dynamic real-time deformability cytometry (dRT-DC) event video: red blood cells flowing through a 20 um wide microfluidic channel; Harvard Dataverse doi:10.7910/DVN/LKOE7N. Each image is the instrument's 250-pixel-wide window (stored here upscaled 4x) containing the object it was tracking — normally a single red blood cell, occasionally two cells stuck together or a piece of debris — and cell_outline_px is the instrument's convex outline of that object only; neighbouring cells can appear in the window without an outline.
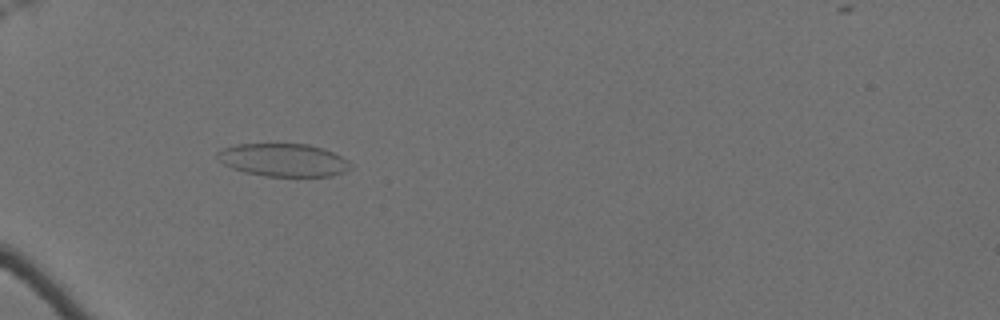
{"species": "Egyptian fruit bat (a non-hibernating species)", "species_latin": "Rousettus aegyptiacus", "temperature_condition": "cold", "stored_images_in_passage": 61, "camera_frame_rate_fps": 3000, "um_per_image_px": 0.085, "animal": {"sex": "female"}, "frame": {"image": 1, "passage_image": 22, "time_ms": 7.0, "image_size_px": [1000, 320], "cell_outline_px": [[352, 164], [344, 172], [332, 176], [264, 176], [244, 172], [232, 168], [224, 164], [216, 156], [216, 152], [224, 148], [236, 144], [308, 144], [324, 148], [348, 160]], "centroid_in_image_um": [24.08, 13.6], "position_along_channel_um": 60.9, "area_um2": 25.49}}
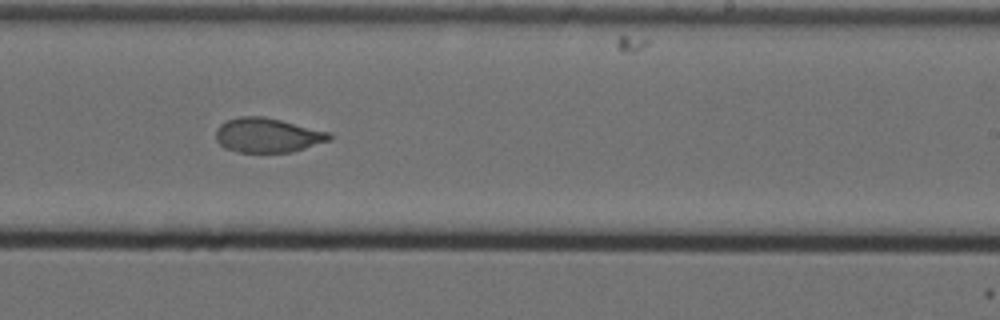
{"frame": {"image": 2, "passage_image": 41, "time_ms": 13.333, "image_size_px": [1000, 320], "cell_outline_px": [[332, 140], [292, 152], [240, 152], [224, 148], [216, 140], [216, 128], [220, 124], [228, 120], [240, 116], [264, 116], [332, 132]], "centroid_in_image_um": [22.77, 11.49], "position_along_channel_um": 266.2, "area_um2": 23.0}}
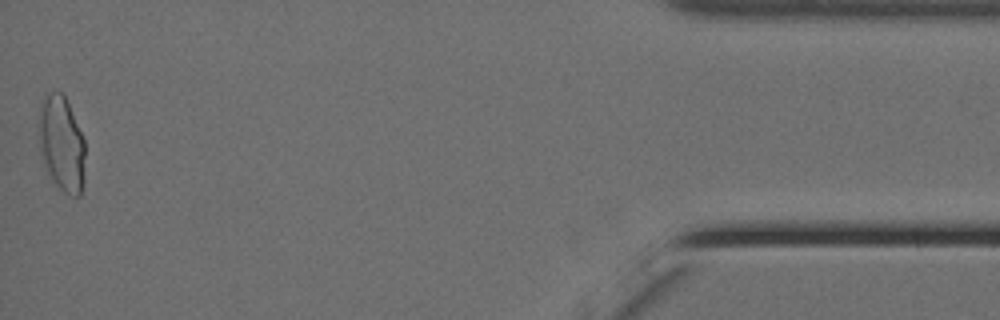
{"frame": {"image": 3, "passage_image": 61, "time_ms": 20.0, "image_size_px": [1000, 320], "cell_outline_px": [[84, 184], [80, 196], [68, 196], [52, 180], [44, 164], [40, 152], [36, 132], [36, 128], [40, 108], [48, 92], [60, 92], [64, 96], [68, 104], [84, 140]], "centroid_in_image_um": [5.21, 12.26], "position_along_channel_um": 430.0, "area_um2": 25.95}, "authors_computed_cell_mechanics": {"area_um2": 24.276, "velocity_mm_per_s": 3.4658, "shape_relaxation_time_tau1_ms": null, "shape_relaxation_time_tau2_ms": 1.9683, "deformation_change_tau1": null, "deformation_change_tau2": 0.0626}}